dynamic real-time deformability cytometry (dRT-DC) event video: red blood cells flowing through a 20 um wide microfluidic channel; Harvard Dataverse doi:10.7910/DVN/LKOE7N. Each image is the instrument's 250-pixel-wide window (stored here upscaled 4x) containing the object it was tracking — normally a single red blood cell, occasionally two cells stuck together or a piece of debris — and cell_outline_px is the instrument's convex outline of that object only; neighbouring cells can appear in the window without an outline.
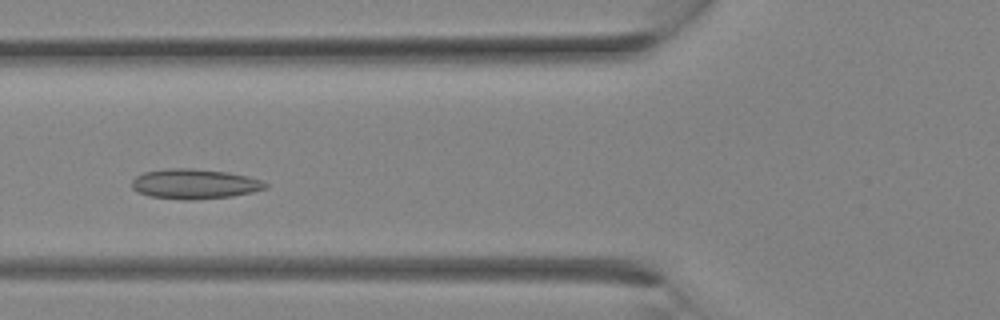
{"species": "Egyptian fruit bat (a non-hibernating species)", "species_latin": "Rousettus aegyptiacus", "temperature_condition": "room temperature", "stored_images_in_passage": 27, "camera_frame_rate_fps": 3000, "um_per_image_px": 0.085, "animal": {"sex": "female"}, "frame": {"image": 1, "passage_image": 9, "time_ms": 2.667, "image_size_px": [1000, 320], "cell_outline_px": [[268, 188], [252, 192], [232, 196], [196, 200], [184, 200], [148, 196], [136, 192], [132, 188], [132, 180], [136, 176], [144, 172], [168, 168], [192, 168], [228, 172], [248, 176], [260, 180], [268, 184]], "centroid_in_image_um": [16.52, 15.64], "position_along_channel_um": 109.3, "area_um2": 23.52}}
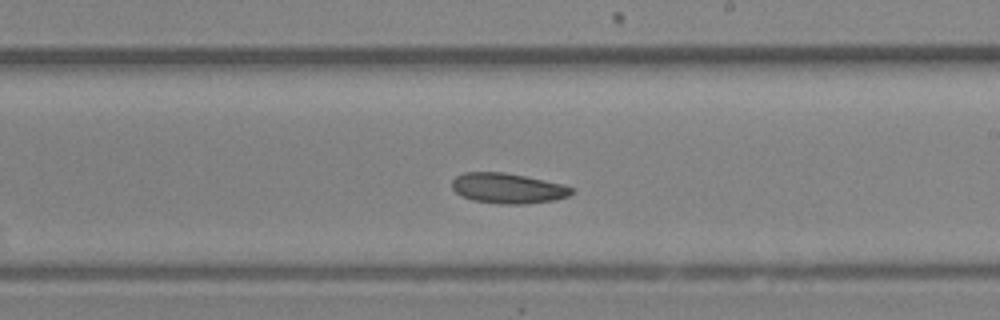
{"frame": {"image": 2, "passage_image": 15, "time_ms": 4.667, "image_size_px": [1000, 320], "cell_outline_px": [[576, 192], [568, 196], [556, 200], [524, 204], [500, 204], [472, 200], [460, 196], [452, 188], [452, 180], [456, 176], [464, 172], [504, 172], [564, 184], [576, 188]], "centroid_in_image_um": [43.2, 16.01], "position_along_channel_um": 245.8, "area_um2": 21.39}}
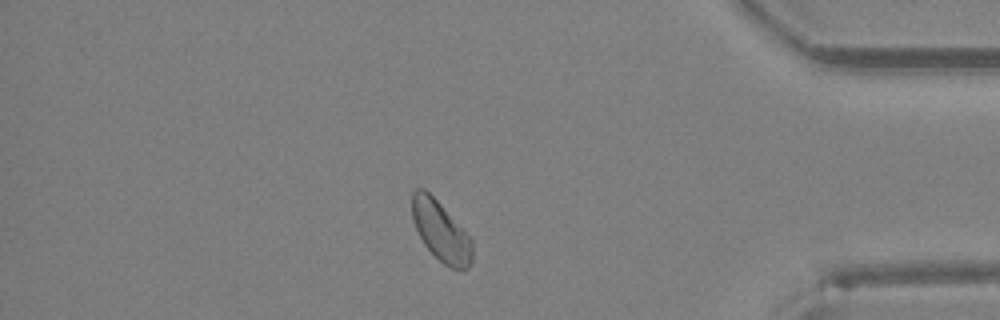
{"frame": {"image": 3, "passage_image": 23, "time_ms": 7.333, "image_size_px": [1000, 320], "cell_outline_px": [[472, 264], [468, 268], [452, 268], [444, 264], [424, 244], [412, 220], [412, 192], [416, 188], [424, 188], [440, 204], [472, 240]], "centroid_in_image_um": [37.45, 19.65], "position_along_channel_um": 397.7, "area_um2": 20.52}}